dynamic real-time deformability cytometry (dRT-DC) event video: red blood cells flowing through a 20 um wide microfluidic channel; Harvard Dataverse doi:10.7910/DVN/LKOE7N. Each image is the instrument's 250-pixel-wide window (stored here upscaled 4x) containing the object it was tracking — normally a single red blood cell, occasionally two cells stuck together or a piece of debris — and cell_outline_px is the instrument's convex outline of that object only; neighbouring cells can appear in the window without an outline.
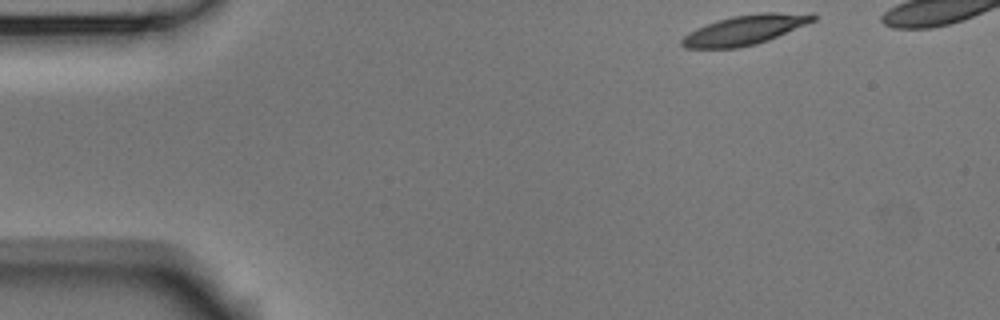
{"species": "Egyptian fruit bat (a non-hibernating species)", "species_latin": "Rousettus aegyptiacus", "temperature_condition": "room temperature", "stored_images_in_passage": 43, "camera_frame_rate_fps": 3000, "um_per_image_px": 0.085, "animal": {"sex": "male"}, "frame": {"image": 1, "passage_image": 1, "time_ms": 0.0, "image_size_px": [1000, 320], "cell_outline_px": [[816, 20], [768, 40], [756, 44], [736, 48], [684, 48], [680, 44], [680, 40], [684, 36], [696, 28], [716, 20], [732, 16], [756, 12], [816, 12]], "centroid_in_image_um": [63.36, 2.51], "position_along_channel_um": 21.6, "area_um2": 23.0}}
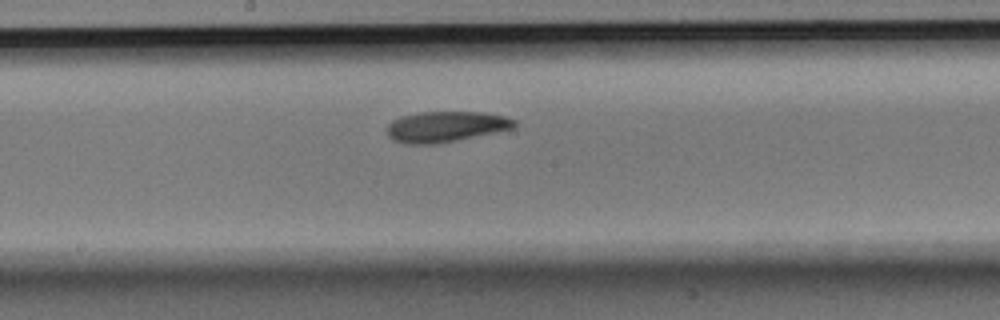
{"frame": {"image": 2, "passage_image": 23, "time_ms": 7.333, "image_size_px": [1000, 320], "cell_outline_px": [[516, 124], [512, 128], [456, 140], [436, 144], [404, 144], [392, 140], [388, 136], [388, 124], [392, 120], [400, 116], [420, 112], [484, 112], [504, 116], [516, 120]], "centroid_in_image_um": [37.83, 10.76], "position_along_channel_um": 210.4, "area_um2": 22.66}}
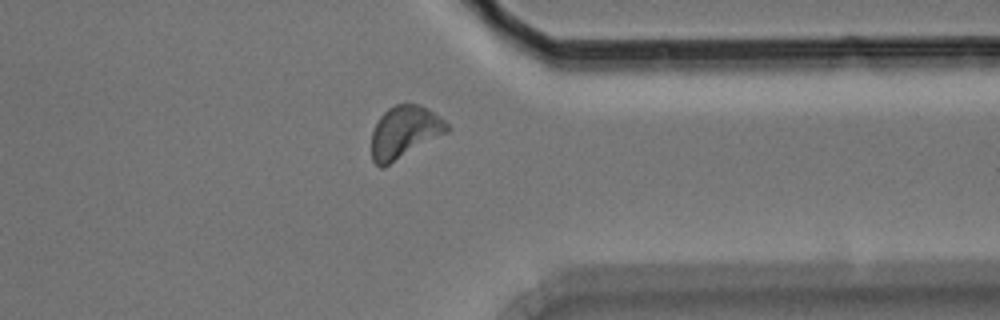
{"frame": {"image": 3, "passage_image": 37, "time_ms": 12.0, "image_size_px": [1000, 320], "cell_outline_px": [[452, 128], [448, 132], [384, 168], [380, 168], [372, 160], [372, 132], [380, 116], [388, 108], [396, 104], [420, 104], [428, 108], [440, 116]], "centroid_in_image_um": [34.4, 11.24], "position_along_channel_um": 377.0, "area_um2": 23.24}, "authors_computed_cell_mechanics": {"area_um2": 22.3686, "velocity_mm_per_s": 3.6781, "shape_relaxation_time_tau1_ms": 3.3671, "shape_relaxation_time_tau2_ms": 9.472, "deformation_change_tau1": 0.1474, "deformation_change_tau2": 0.1841}}